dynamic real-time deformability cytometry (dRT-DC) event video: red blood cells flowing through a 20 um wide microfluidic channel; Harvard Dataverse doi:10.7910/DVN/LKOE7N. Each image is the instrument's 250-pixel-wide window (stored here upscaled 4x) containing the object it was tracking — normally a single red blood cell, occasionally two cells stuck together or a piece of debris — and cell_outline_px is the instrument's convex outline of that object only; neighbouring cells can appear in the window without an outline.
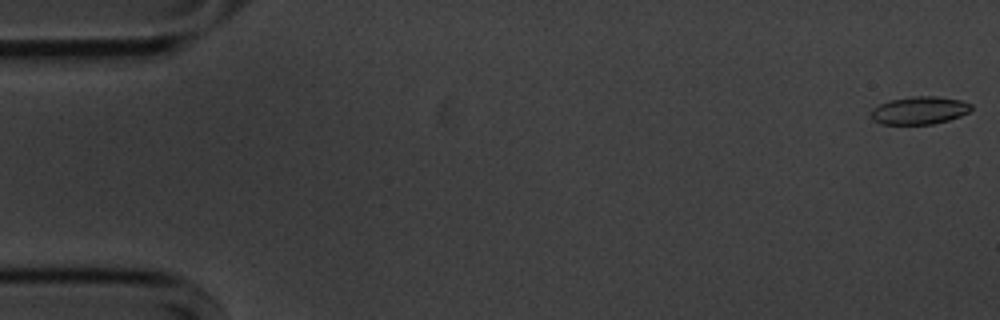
{"species": "common noctule bat (a hibernating species)", "species_latin": "Nyctalus noctula", "temperature_condition": "cold", "stored_images_in_passage": 46, "camera_frame_rate_fps": 3000, "um_per_image_px": 0.085, "animal": {"sex": "male", "body_mass_g": 20.1, "forearm_length_mm": 53.5}, "frame": {"image": 1, "passage_image": 1, "time_ms": 0.0, "image_size_px": [1000, 320], "cell_outline_px": [[972, 108], [968, 112], [960, 116], [948, 120], [932, 124], [880, 124], [872, 120], [872, 108], [888, 100], [912, 96], [936, 96], [960, 100], [972, 104]], "centroid_in_image_um": [78.14, 9.38], "position_along_channel_um": 6.9, "area_um2": 16.24}}
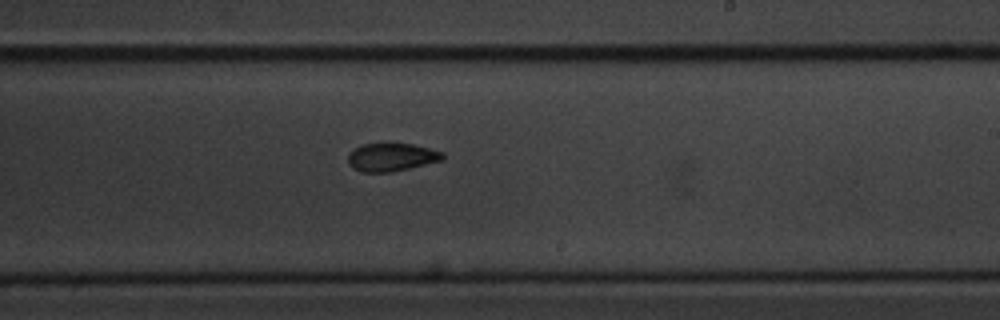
{"frame": {"image": 2, "passage_image": 33, "time_ms": 10.667, "image_size_px": [1000, 320], "cell_outline_px": [[444, 160], [408, 168], [388, 172], [364, 172], [352, 168], [348, 164], [348, 156], [352, 148], [364, 144], [384, 140], [388, 140], [412, 144], [444, 152]], "centroid_in_image_um": [33.25, 13.3], "position_along_channel_um": 255.8, "area_um2": 16.13}}
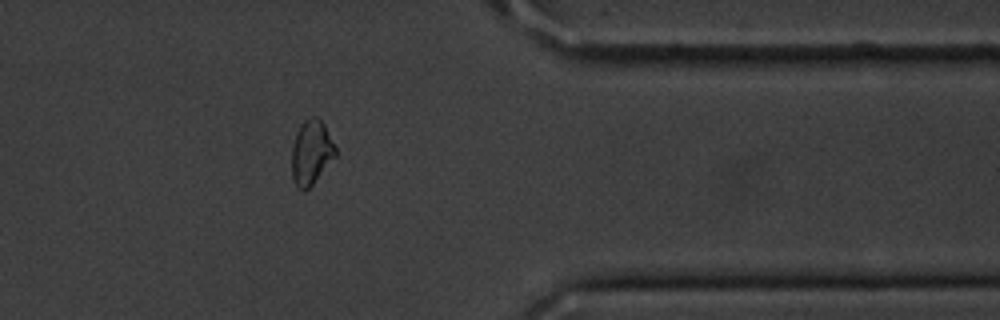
{"frame": {"image": 3, "passage_image": 45, "time_ms": 14.667, "image_size_px": [1000, 320], "cell_outline_px": [[336, 156], [312, 184], [304, 192], [296, 184], [292, 176], [292, 148], [296, 132], [300, 124], [304, 120], [312, 116], [316, 116], [324, 124], [336, 148]], "centroid_in_image_um": [26.45, 12.93], "position_along_channel_um": 384.9, "area_um2": 16.24}}